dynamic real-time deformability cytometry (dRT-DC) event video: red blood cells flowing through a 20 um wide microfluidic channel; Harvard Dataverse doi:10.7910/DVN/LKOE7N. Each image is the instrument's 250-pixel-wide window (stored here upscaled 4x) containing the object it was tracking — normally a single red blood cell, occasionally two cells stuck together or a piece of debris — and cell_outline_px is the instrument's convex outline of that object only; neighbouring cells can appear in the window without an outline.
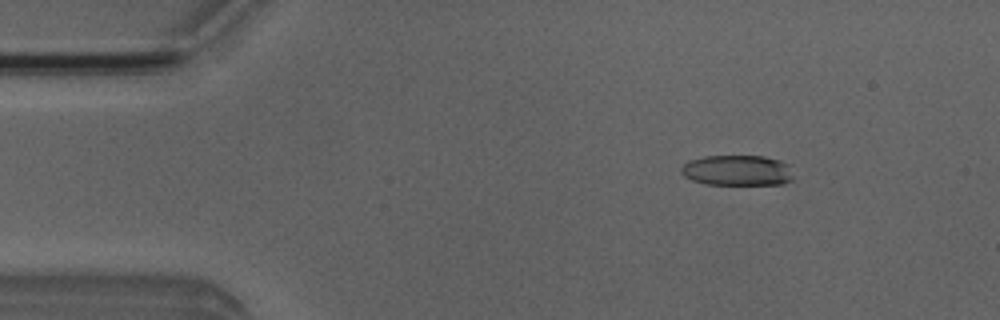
{"species": "Egyptian fruit bat (a non-hibernating species)", "species_latin": "Rousettus aegyptiacus", "temperature_condition": "room temperature", "stored_images_in_passage": 4, "camera_frame_rate_fps": 3000, "um_per_image_px": 0.085, "animal": {"sex": "male"}, "frame": {"image": 1, "passage_image": 2, "time_ms": 1.0, "image_size_px": [1000, 320], "cell_outline_px": [[792, 180], [784, 184], [704, 184], [692, 180], [684, 176], [680, 172], [680, 168], [688, 160], [704, 156], [764, 156], [780, 160], [788, 164], [792, 176]], "centroid_in_image_um": [62.64, 14.48], "position_along_channel_um": 22.4, "area_um2": 20.06}}